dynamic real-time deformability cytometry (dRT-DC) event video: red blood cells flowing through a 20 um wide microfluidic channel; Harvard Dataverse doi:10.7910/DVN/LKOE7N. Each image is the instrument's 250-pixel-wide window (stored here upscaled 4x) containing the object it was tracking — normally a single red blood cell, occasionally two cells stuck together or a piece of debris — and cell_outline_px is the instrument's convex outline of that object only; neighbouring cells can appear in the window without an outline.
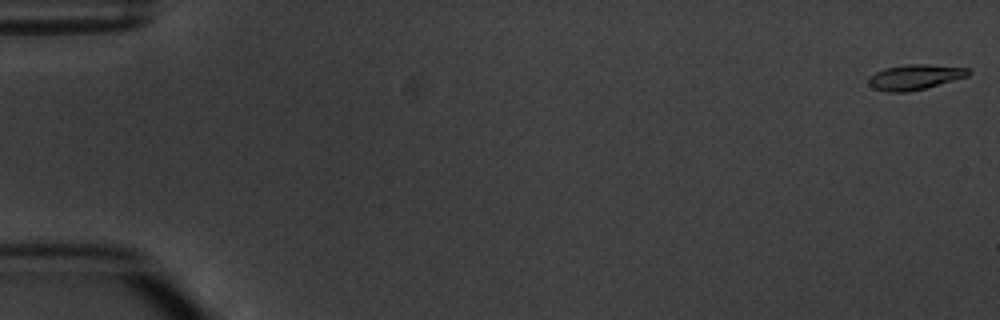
{"species": "common noctule bat (a hibernating species)", "species_latin": "Nyctalus noctula", "temperature_condition": "warm", "stored_images_in_passage": 5, "camera_frame_rate_fps": 3000, "um_per_image_px": 0.085, "animal": {"sex": "male", "body_mass_g": 20.1, "forearm_length_mm": 53.5}, "frame": {"image": 1, "passage_image": 1, "time_ms": 0.0, "image_size_px": [1000, 320], "cell_outline_px": [[972, 72], [968, 76], [924, 88], [908, 92], [888, 92], [872, 88], [868, 84], [868, 76], [884, 68], [908, 64], [928, 64], [968, 68]], "centroid_in_image_um": [77.73, 6.55], "position_along_channel_um": 7.3, "area_um2": 14.68}}